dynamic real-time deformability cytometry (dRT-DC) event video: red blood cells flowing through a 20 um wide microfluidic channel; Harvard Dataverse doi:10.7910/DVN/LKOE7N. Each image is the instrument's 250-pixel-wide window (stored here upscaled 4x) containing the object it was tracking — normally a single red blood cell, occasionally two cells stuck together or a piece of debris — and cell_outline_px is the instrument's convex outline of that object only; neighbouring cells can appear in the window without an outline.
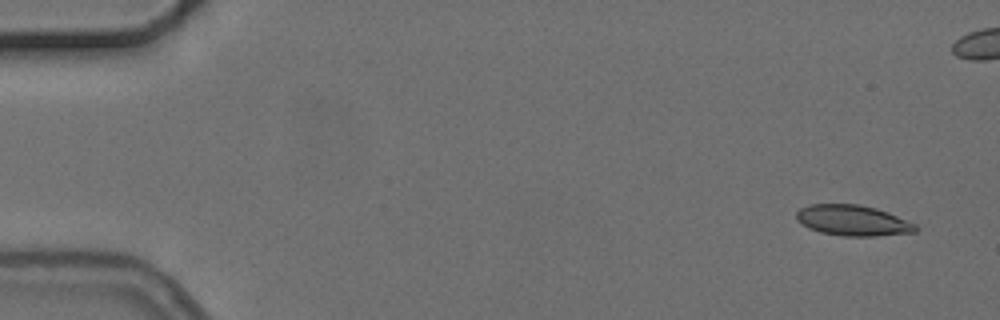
{"species": "common noctule bat (a hibernating species)", "species_latin": "Nyctalus noctula", "temperature_condition": "cold", "stored_images_in_passage": 7, "segment_of_instrument_passage": [1, 2], "camera_frame_rate_fps": 3000, "um_per_image_px": 0.085, "animal": {"sex": "female", "body_mass_g": 24.6, "forearm_length_mm": 56.2}, "frame": {"image": 1, "passage_image": 1, "time_ms": 0.0, "image_size_px": [1000, 320], "cell_outline_px": [[920, 228], [916, 232], [876, 236], [844, 236], [820, 232], [808, 228], [800, 224], [796, 220], [796, 212], [800, 208], [808, 204], [860, 204], [876, 208], [888, 212], [916, 224]], "centroid_in_image_um": [72.48, 18.74], "position_along_channel_um": 12.5, "area_um2": 21.56}}
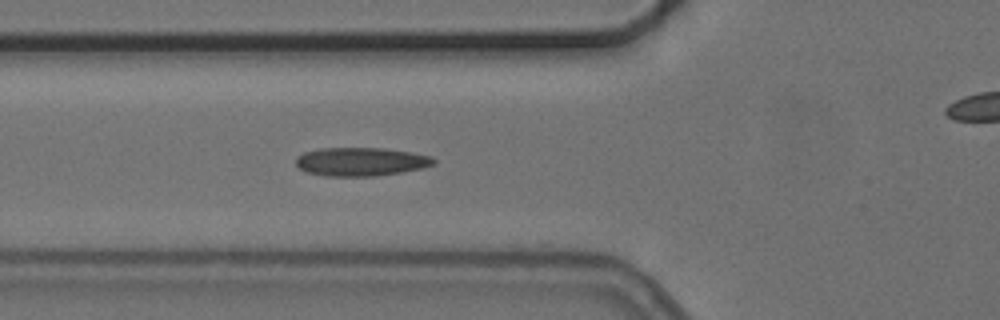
{"frame": {"image": 2, "passage_image": 6, "time_ms": 5.667, "image_size_px": [1000, 320], "cell_outline_px": [[436, 164], [424, 168], [376, 176], [324, 176], [308, 172], [300, 168], [296, 164], [296, 156], [304, 152], [320, 148], [384, 148], [432, 156], [436, 160]], "centroid_in_image_um": [30.69, 13.74], "position_along_channel_um": 95.1, "area_um2": 22.95}}